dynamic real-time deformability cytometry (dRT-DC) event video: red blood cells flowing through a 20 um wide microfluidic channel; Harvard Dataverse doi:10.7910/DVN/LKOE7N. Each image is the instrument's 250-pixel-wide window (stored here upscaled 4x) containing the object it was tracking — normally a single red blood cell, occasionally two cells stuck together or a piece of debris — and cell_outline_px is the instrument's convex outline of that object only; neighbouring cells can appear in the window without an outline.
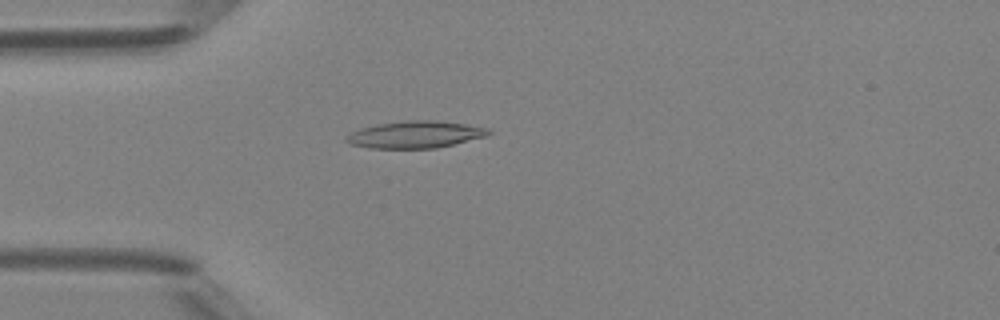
{"species": "Egyptian fruit bat (a non-hibernating species)", "species_latin": "Rousettus aegyptiacus", "temperature_condition": "room temperature", "stored_images_in_passage": 49, "camera_frame_rate_fps": 3000, "um_per_image_px": 0.085, "animal": {"sex": "female"}, "frame": {"image": 1, "passage_image": 14, "time_ms": 4.333, "image_size_px": [1000, 320], "cell_outline_px": [[492, 132], [488, 136], [436, 148], [368, 148], [348, 144], [344, 140], [344, 136], [360, 128], [376, 124], [408, 120], [436, 120], [464, 124], [488, 128]], "centroid_in_image_um": [35.26, 11.44], "position_along_channel_um": 49.7, "area_um2": 22.54}}
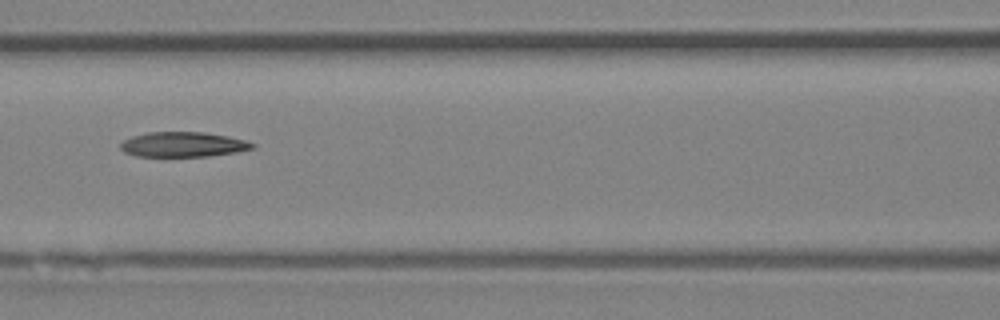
{"frame": {"image": 2, "passage_image": 22, "time_ms": 7.0, "image_size_px": [1000, 320], "cell_outline_px": [[256, 144], [252, 148], [236, 152], [208, 156], [136, 156], [124, 152], [120, 148], [120, 144], [124, 140], [132, 136], [148, 132], [204, 132], [228, 136], [244, 140]], "centroid_in_image_um": [15.54, 12.27], "position_along_channel_um": 151.1, "area_um2": 19.07}}
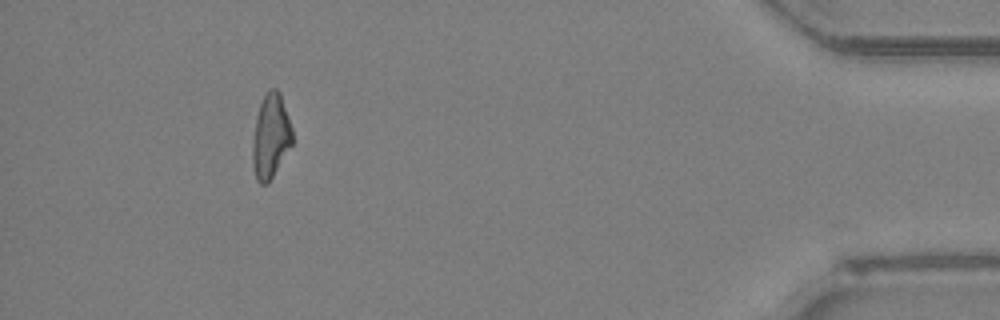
{"frame": {"image": 3, "passage_image": 45, "time_ms": 14.667, "image_size_px": [1000, 320], "cell_outline_px": [[292, 144], [272, 176], [264, 184], [260, 184], [256, 180], [252, 164], [252, 144], [256, 116], [260, 104], [268, 88], [276, 88], [280, 92], [292, 128]], "centroid_in_image_um": [22.99, 11.55], "position_along_channel_um": 412.2, "area_um2": 19.36}, "authors_computed_cell_mechanics": {"area_um2": 20.1144, "velocity_mm_per_s": 4.2352, "shape_relaxation_time_tau1_ms": null, "shape_relaxation_time_tau2_ms": 6.3458, "deformation_change_tau1": null, "deformation_change_tau2": 0.2009}}